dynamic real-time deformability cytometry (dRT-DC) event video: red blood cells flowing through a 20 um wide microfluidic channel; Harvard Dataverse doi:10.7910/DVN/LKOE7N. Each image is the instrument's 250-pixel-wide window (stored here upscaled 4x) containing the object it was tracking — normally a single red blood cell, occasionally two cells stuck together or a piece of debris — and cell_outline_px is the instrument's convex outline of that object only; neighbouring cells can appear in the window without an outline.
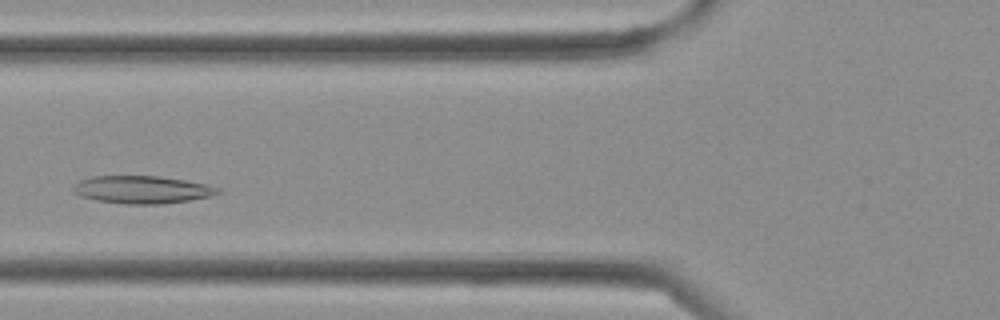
{"species": "Egyptian fruit bat (a non-hibernating species)", "species_latin": "Rousettus aegyptiacus", "temperature_condition": "cold", "stored_images_in_passage": 2, "camera_frame_rate_fps": 3000, "um_per_image_px": 0.085, "frame": {"image": 1, "passage_image": 2, "time_ms": 0.333, "image_size_px": [1000, 320], "cell_outline_px": [[224, 192], [212, 196], [188, 200], [160, 204], [124, 204], [96, 200], [80, 196], [72, 192], [72, 188], [80, 180], [92, 176], [160, 176], [184, 180], [204, 184], [220, 188]], "centroid_in_image_um": [12.08, 16.12], "position_along_channel_um": 113.7, "area_um2": 23.35}}